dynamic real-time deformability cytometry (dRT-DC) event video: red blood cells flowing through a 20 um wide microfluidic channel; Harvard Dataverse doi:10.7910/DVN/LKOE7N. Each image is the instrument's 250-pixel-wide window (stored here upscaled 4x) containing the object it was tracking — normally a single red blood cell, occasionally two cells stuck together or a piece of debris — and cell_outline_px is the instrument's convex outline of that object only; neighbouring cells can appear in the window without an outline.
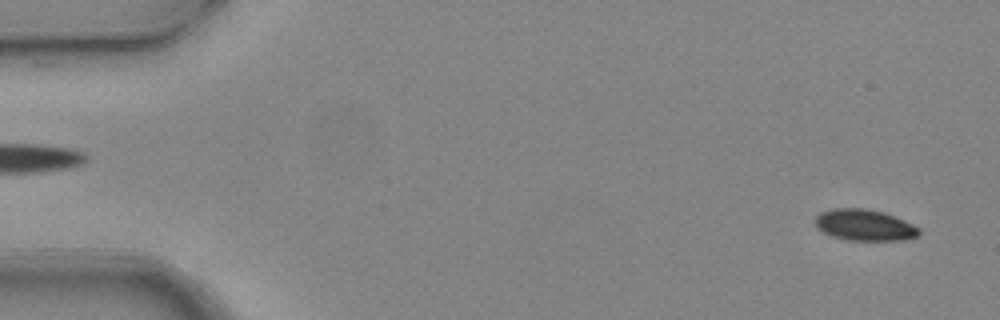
{"species": "common noctule bat (a hibernating species)", "species_latin": "Nyctalus noctula", "temperature_condition": "warm", "stored_images_in_passage": 5, "segment_of_instrument_passage": [2, 2], "camera_frame_rate_fps": 3000, "um_per_image_px": 0.085, "animal": {"sex": "female", "body_mass_g": 24.6, "forearm_length_mm": 56.2}, "frame": {"image": 1, "passage_image": 5, "time_ms": 1.333, "image_size_px": [1000, 320], "cell_outline_px": [[920, 236], [908, 240], [848, 240], [832, 236], [816, 228], [816, 216], [820, 212], [832, 208], [864, 208], [884, 212], [904, 220], [920, 228]], "centroid_in_image_um": [73.51, 19.13], "position_along_channel_um": 11.5, "area_um2": 19.07}}